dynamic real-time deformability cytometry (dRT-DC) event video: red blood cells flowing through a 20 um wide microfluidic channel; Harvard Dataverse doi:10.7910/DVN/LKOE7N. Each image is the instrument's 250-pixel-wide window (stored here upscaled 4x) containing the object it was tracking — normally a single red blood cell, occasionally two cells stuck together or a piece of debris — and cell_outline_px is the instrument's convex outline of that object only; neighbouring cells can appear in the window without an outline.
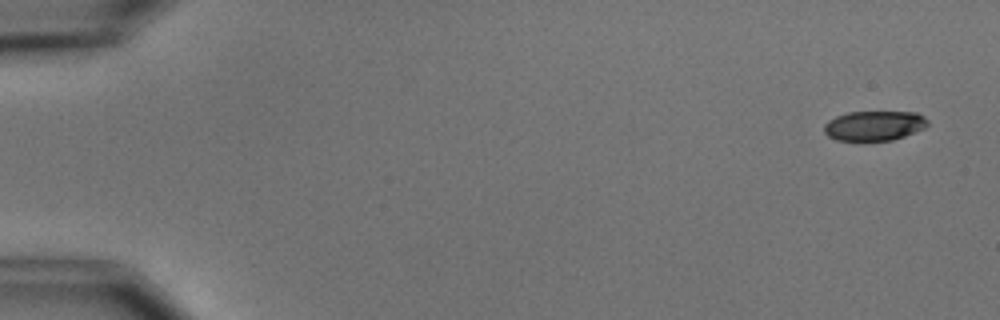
{"species": "common noctule bat (a hibernating species)", "species_latin": "Nyctalus noctula", "temperature_condition": "cold", "stored_images_in_passage": 5, "camera_frame_rate_fps": 3000, "um_per_image_px": 0.085, "animal": {"sex": "male", "body_mass_g": 15.6}, "frame": {"image": 1, "passage_image": 1, "time_ms": 0.0, "image_size_px": [1000, 320], "cell_outline_px": [[928, 124], [924, 128], [904, 136], [892, 140], [836, 140], [828, 136], [824, 132], [824, 124], [828, 120], [836, 116], [848, 112], [916, 112], [924, 116], [928, 120]], "centroid_in_image_um": [74.3, 10.67], "position_along_channel_um": 10.7, "area_um2": 17.92}}
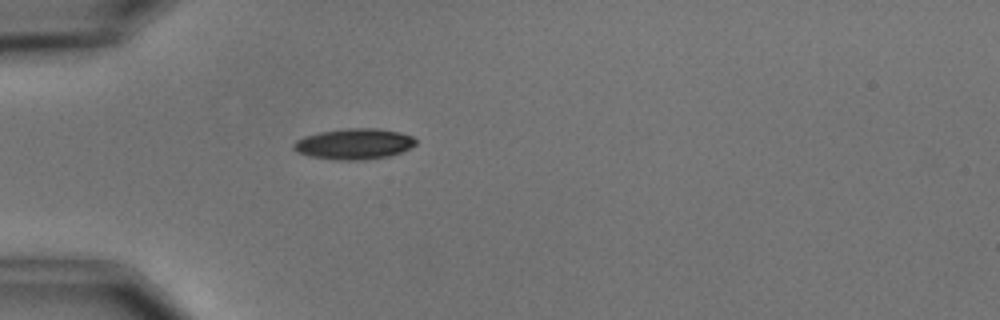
{"frame": {"image": 2, "passage_image": 5, "time_ms": 4.667, "image_size_px": [1000, 320], "cell_outline_px": [[416, 144], [400, 152], [388, 156], [364, 160], [336, 160], [308, 156], [296, 152], [292, 148], [292, 144], [296, 140], [304, 136], [320, 132], [348, 128], [376, 128], [400, 132], [412, 136], [416, 140]], "centroid_in_image_um": [30.05, 12.23], "position_along_channel_um": 54.9, "area_um2": 21.96}}